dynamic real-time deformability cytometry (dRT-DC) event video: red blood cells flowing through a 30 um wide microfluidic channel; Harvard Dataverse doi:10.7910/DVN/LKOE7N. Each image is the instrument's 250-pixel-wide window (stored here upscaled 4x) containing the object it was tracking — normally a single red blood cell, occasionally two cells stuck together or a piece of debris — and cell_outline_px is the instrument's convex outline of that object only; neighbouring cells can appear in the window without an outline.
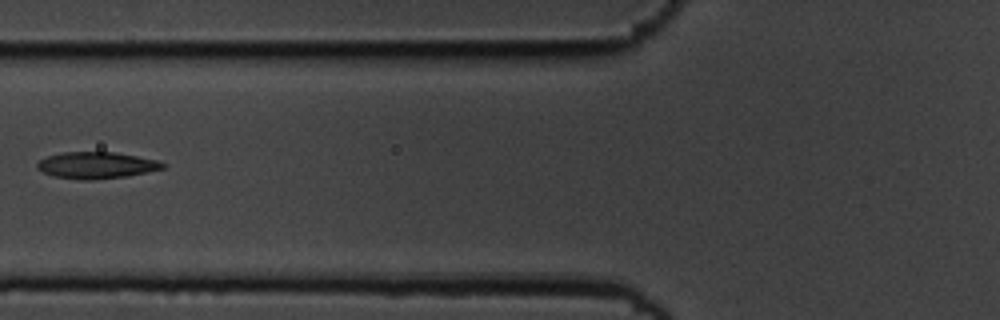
{"species": "common noctule bat (a hibernating species)", "species_latin": "Nyctalus noctula", "temperature_condition": "cold", "stored_images_in_passage": 3, "camera_frame_rate_fps": 3000, "um_per_image_px": 0.085, "animal": {"sex": "male", "body_mass_g": 19.5, "forearm_length_mm": 54.6}, "frame": {"image": 1, "passage_image": 3, "time_ms": 0.667, "image_size_px": [1000, 320], "cell_outline_px": [[164, 168], [128, 176], [92, 180], [80, 180], [52, 176], [36, 168], [36, 164], [40, 160], [48, 156], [60, 152], [116, 152], [156, 160], [164, 164]], "centroid_in_image_um": [8.15, 14.05], "position_along_channel_um": 117.6, "area_um2": 19.42}}